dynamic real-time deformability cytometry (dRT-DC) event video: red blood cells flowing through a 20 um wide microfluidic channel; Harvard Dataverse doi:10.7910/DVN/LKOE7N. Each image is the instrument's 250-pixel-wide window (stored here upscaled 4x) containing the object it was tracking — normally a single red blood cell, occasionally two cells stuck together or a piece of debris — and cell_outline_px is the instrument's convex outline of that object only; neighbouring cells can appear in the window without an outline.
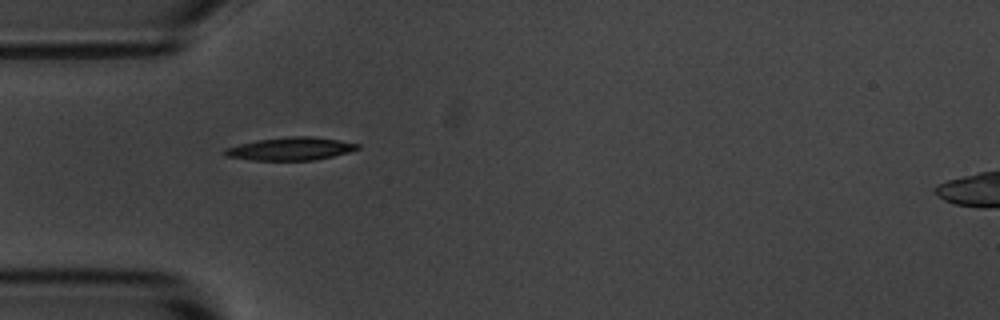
{"species": "common noctule bat (a hibernating species)", "species_latin": "Nyctalus noctula", "temperature_condition": "room temperature", "stored_images_in_passage": 11, "camera_frame_rate_fps": 3000, "um_per_image_px": 0.085, "animal": {"sex": "male", "body_mass_g": 20.1, "forearm_length_mm": 53.5}, "frame": {"image": 1, "passage_image": 1, "time_ms": 0.0, "image_size_px": [1000, 320], "cell_outline_px": [[360, 148], [348, 152], [332, 156], [312, 160], [252, 160], [224, 156], [220, 152], [224, 148], [256, 140], [288, 136], [312, 136], [360, 144]], "centroid_in_image_um": [24.62, 12.64], "position_along_channel_um": 60.4, "area_um2": 17.74}}
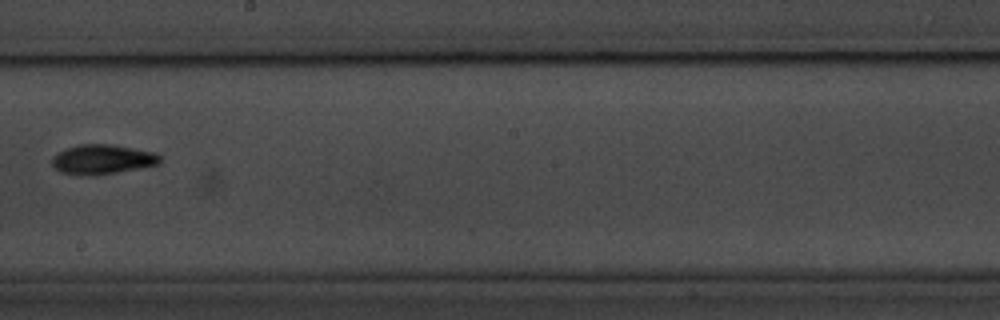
{"frame": {"image": 2, "passage_image": 5, "time_ms": 5.0, "image_size_px": [1000, 320], "cell_outline_px": [[160, 164], [116, 172], [88, 176], [60, 172], [52, 164], [52, 156], [68, 148], [80, 144], [112, 144], [156, 152], [160, 156]], "centroid_in_image_um": [8.72, 13.54], "position_along_channel_um": 239.5, "area_um2": 18.5}}
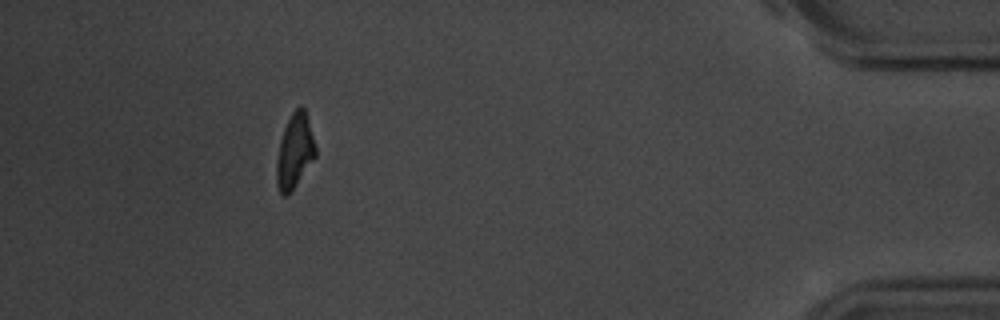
{"frame": {"image": 3, "passage_image": 10, "time_ms": 11.333, "image_size_px": [1000, 320], "cell_outline_px": [[316, 156], [296, 184], [284, 196], [280, 192], [276, 184], [276, 160], [280, 140], [284, 128], [292, 112], [300, 104], [304, 108], [308, 120], [316, 148]], "centroid_in_image_um": [25.03, 12.82], "position_along_channel_um": 410.2, "area_um2": 16.59}, "authors_computed_cell_mechanics": {"area_um2": 17.5712, "velocity_mm_per_s": 3.6146, "shape_relaxation_time_tau1_ms": 3.9419, "shape_relaxation_time_tau2_ms": null, "deformation_change_tau1": 0.1433, "deformation_change_tau2": null}}